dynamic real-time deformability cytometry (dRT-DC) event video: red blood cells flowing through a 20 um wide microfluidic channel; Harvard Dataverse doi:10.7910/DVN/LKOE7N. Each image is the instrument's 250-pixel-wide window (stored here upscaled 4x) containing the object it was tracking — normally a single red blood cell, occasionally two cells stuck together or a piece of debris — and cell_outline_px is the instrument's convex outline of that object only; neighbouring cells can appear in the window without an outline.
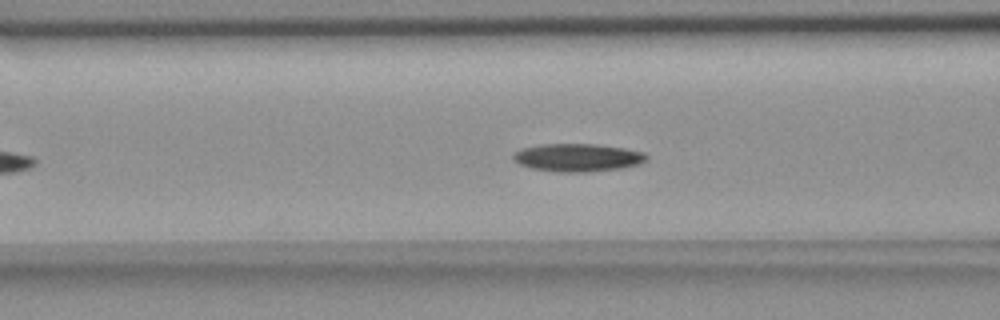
{"species": "common noctule bat (a hibernating species)", "species_latin": "Nyctalus noctula", "temperature_condition": "room temperature", "stored_images_in_passage": 38, "camera_frame_rate_fps": 3000, "um_per_image_px": 0.085, "animal": {"sex": "female", "body_mass_g": 18.4}, "frame": {"image": 1, "passage_image": 7, "time_ms": 2.0, "image_size_px": [1000, 320], "cell_outline_px": [[648, 160], [640, 164], [624, 168], [588, 172], [556, 172], [532, 168], [520, 164], [512, 160], [512, 156], [516, 152], [524, 148], [540, 144], [596, 144], [624, 148], [644, 152], [648, 156]], "centroid_in_image_um": [49.14, 13.4], "position_along_channel_um": 117.5, "area_um2": 21.85}}
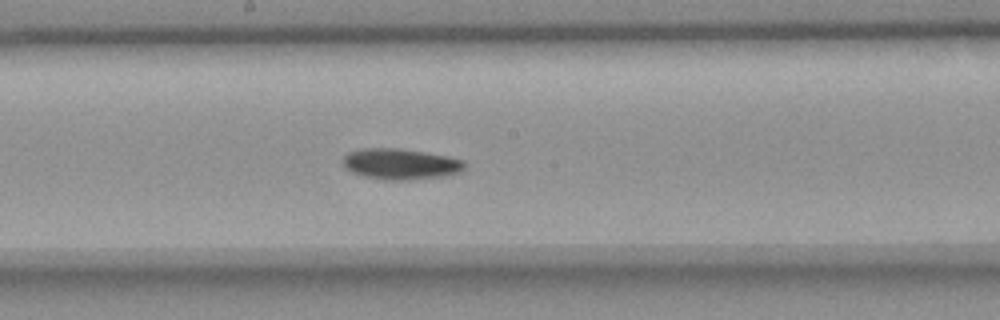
{"frame": {"image": 2, "passage_image": 15, "time_ms": 4.667, "image_size_px": [1000, 320], "cell_outline_px": [[464, 168], [460, 172], [444, 176], [412, 180], [384, 180], [364, 176], [352, 172], [344, 168], [340, 160], [348, 152], [360, 148], [396, 148], [424, 152], [448, 156], [464, 160]], "centroid_in_image_um": [34.0, 13.94], "position_along_channel_um": 214.2, "area_um2": 22.14}}
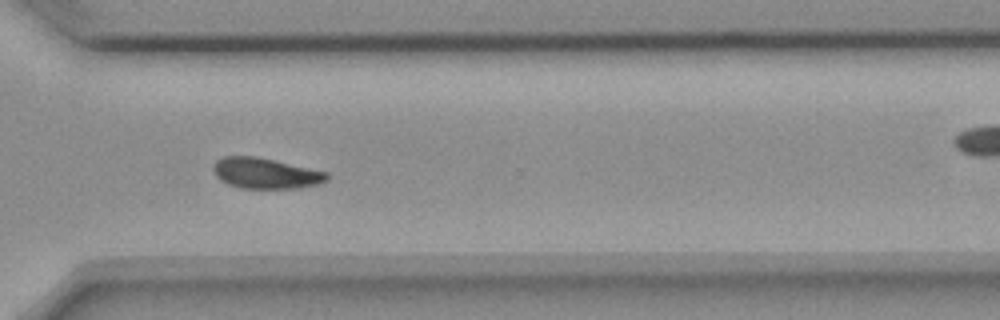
{"frame": {"image": 3, "passage_image": 26, "time_ms": 8.333, "image_size_px": [1000, 320], "cell_outline_px": [[328, 180], [320, 184], [296, 188], [240, 188], [228, 184], [220, 180], [216, 176], [212, 168], [216, 160], [224, 156], [256, 156], [328, 172]], "centroid_in_image_um": [22.56, 14.73], "position_along_channel_um": 348.0, "area_um2": 20.35}, "authors_computed_cell_mechanics": {"area_um2": 20.6924, "velocity_mm_per_s": 3.6419, "shape_relaxation_time_tau1_ms": 3.7921, "shape_relaxation_time_tau2_ms": null, "deformation_change_tau1": 0.1206, "deformation_change_tau2": null}}